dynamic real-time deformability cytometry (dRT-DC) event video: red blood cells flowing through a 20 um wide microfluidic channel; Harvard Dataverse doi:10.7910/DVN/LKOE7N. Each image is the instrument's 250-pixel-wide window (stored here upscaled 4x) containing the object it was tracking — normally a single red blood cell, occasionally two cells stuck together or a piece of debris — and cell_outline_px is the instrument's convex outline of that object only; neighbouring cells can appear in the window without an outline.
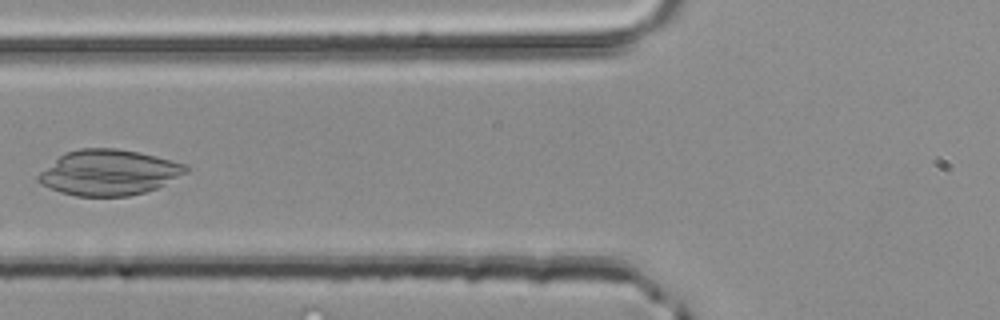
{"species": "common noctule bat (a hibernating species)", "species_latin": "Nyctalus noctula", "temperature_condition": "room temperature", "stored_images_in_passage": 3, "camera_frame_rate_fps": 3000, "um_per_image_px": 0.085, "animal": {"sex": "male", "body_mass_g": 20.4}, "frame": {"image": 1, "passage_image": 3, "time_ms": 0.667, "image_size_px": [1000, 320], "cell_outline_px": [[192, 168], [188, 172], [156, 188], [144, 192], [128, 196], [76, 196], [60, 192], [40, 184], [36, 180], [36, 176], [40, 172], [64, 152], [80, 148], [116, 148], [140, 152], [188, 164]], "centroid_in_image_um": [9.26, 14.65], "position_along_channel_um": 116.5, "area_um2": 39.36}}